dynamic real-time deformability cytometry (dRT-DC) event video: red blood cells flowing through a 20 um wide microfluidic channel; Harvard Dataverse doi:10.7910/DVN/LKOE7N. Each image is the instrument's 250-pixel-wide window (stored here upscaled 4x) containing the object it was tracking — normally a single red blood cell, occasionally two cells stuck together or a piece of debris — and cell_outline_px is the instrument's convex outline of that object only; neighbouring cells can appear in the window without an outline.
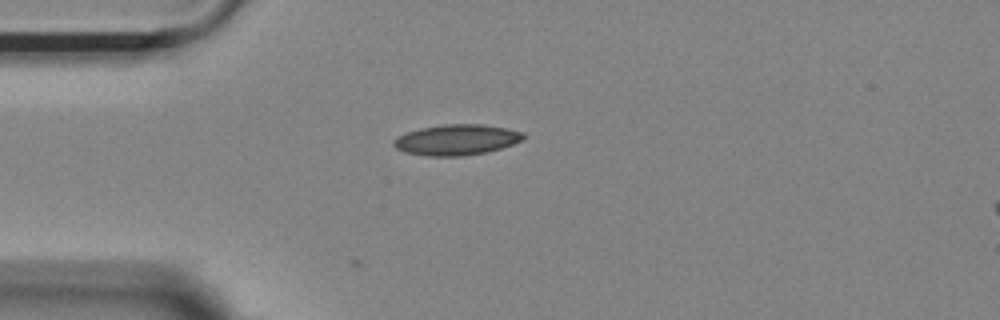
{"species": "Egyptian fruit bat (a non-hibernating species)", "species_latin": "Rousettus aegyptiacus", "temperature_condition": "room temperature", "stored_images_in_passage": 31, "camera_frame_rate_fps": 3000, "um_per_image_px": 0.085, "animal": {"sex": "female"}, "frame": {"image": 1, "passage_image": 1, "time_ms": 0.0, "image_size_px": [1000, 320], "cell_outline_px": [[524, 136], [520, 140], [512, 144], [500, 148], [484, 152], [460, 156], [424, 156], [404, 152], [396, 148], [392, 144], [392, 140], [408, 132], [420, 128], [444, 124], [484, 124], [508, 128], [524, 132]], "centroid_in_image_um": [38.78, 11.87], "position_along_channel_um": 46.2, "area_um2": 23.06}}
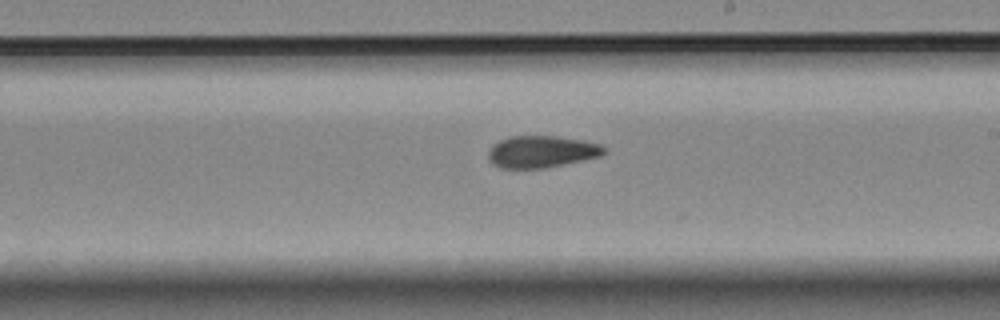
{"frame": {"image": 2, "passage_image": 18, "time_ms": 5.667, "image_size_px": [1000, 320], "cell_outline_px": [[608, 152], [600, 156], [544, 168], [500, 168], [492, 164], [488, 160], [488, 152], [500, 140], [508, 136], [556, 136], [580, 140], [600, 144], [608, 148]], "centroid_in_image_um": [46.04, 12.89], "position_along_channel_um": 243.0, "area_um2": 21.44}}
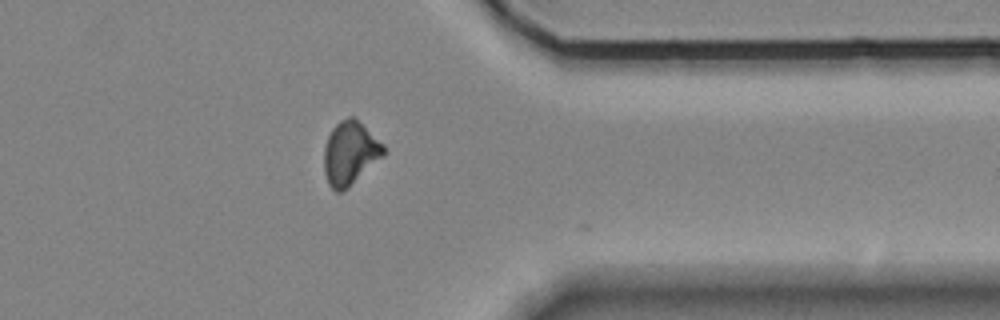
{"frame": {"image": 3, "passage_image": 30, "time_ms": 9.667, "image_size_px": [1000, 320], "cell_outline_px": [[384, 156], [348, 188], [340, 192], [336, 192], [328, 184], [324, 172], [324, 148], [328, 136], [332, 128], [340, 120], [348, 116], [356, 116], [384, 144]], "centroid_in_image_um": [29.76, 12.99], "position_along_channel_um": 381.6, "area_um2": 22.37}, "authors_computed_cell_mechanics": {"area_um2": 21.7906, "velocity_mm_per_s": 3.6949, "shape_relaxation_time_tau1_ms": 0.6668, "shape_relaxation_time_tau2_ms": 6.6844, "deformation_change_tau1": null, "deformation_change_tau2": 0.1396}}